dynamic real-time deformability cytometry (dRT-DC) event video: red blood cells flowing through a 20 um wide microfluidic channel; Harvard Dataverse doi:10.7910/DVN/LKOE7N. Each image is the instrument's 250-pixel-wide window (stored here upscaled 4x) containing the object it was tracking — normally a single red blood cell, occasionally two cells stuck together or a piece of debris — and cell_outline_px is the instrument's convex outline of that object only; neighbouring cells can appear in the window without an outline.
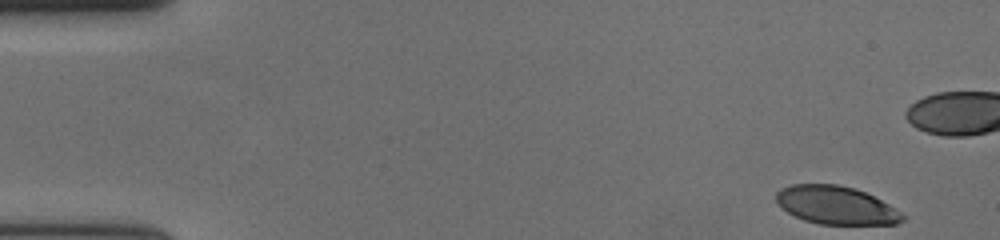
{"species": "human", "species_latin": "Homo sapiens", "temperature_condition": "cold", "stored_images_in_passage": 55, "camera_frame_rate_fps": 3000, "um_per_image_px": 0.085, "donor": {"sex": "female"}, "frame": {"image": 1, "passage_image": 1, "time_ms": 0.0, "image_size_px": [1000, 240], "cell_outline_px": [[904, 220], [896, 224], [820, 224], [804, 220], [788, 212], [776, 200], [776, 192], [780, 188], [792, 184], [836, 184], [856, 188], [888, 204], [900, 212], [904, 216]], "centroid_in_image_um": [71.05, 17.43], "position_along_channel_um": 13.9, "area_um2": 27.8}}
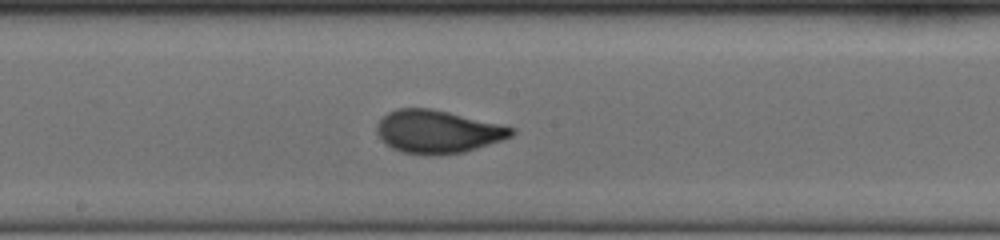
{"frame": {"image": 2, "passage_image": 28, "time_ms": 9.0, "image_size_px": [1000, 240], "cell_outline_px": [[516, 132], [512, 136], [504, 140], [464, 152], [404, 152], [392, 148], [384, 144], [376, 132], [376, 124], [388, 112], [396, 108], [432, 108], [500, 124], [516, 128]], "centroid_in_image_um": [37.22, 11.15], "position_along_channel_um": 211.0, "area_um2": 33.12}}
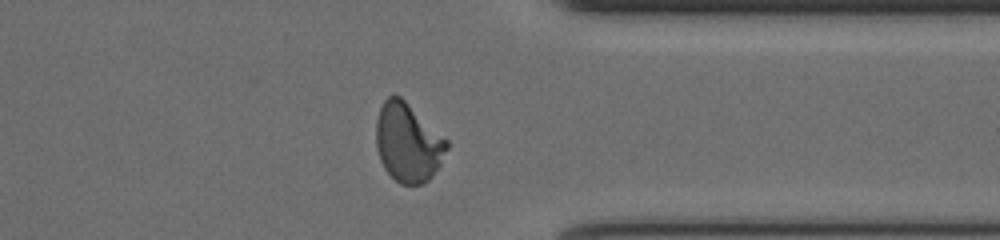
{"frame": {"image": 3, "passage_image": 42, "time_ms": 13.667, "image_size_px": [1000, 240], "cell_outline_px": [[448, 148], [440, 164], [432, 176], [424, 184], [400, 184], [384, 168], [380, 160], [376, 144], [376, 120], [380, 108], [384, 100], [388, 96], [400, 96], [448, 140]], "centroid_in_image_um": [34.67, 12.13], "position_along_channel_um": 376.7, "area_um2": 32.25}, "authors_computed_cell_mechanics": {"area_um2": 32.1946, "velocity_mm_per_s": 3.658, "shape_relaxation_time_tau1_ms": 4.7903, "shape_relaxation_time_tau2_ms": null, "deformation_change_tau1": 0.2173, "deformation_change_tau2": null}}